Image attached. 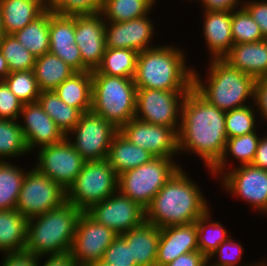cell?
Returning a JSON list of instances; mask_svg holds the SVG:
<instances>
[{"instance_id":"1","label":"cell","mask_w":267,"mask_h":266,"mask_svg":"<svg viewBox=\"0 0 267 266\" xmlns=\"http://www.w3.org/2000/svg\"><path fill=\"white\" fill-rule=\"evenodd\" d=\"M225 114L192 88L182 105L178 130L179 156L195 154L211 170L222 157L228 139Z\"/></svg>"},{"instance_id":"2","label":"cell","mask_w":267,"mask_h":266,"mask_svg":"<svg viewBox=\"0 0 267 266\" xmlns=\"http://www.w3.org/2000/svg\"><path fill=\"white\" fill-rule=\"evenodd\" d=\"M181 167L145 209V221L159 228L195 222L210 208L197 182Z\"/></svg>"},{"instance_id":"3","label":"cell","mask_w":267,"mask_h":266,"mask_svg":"<svg viewBox=\"0 0 267 266\" xmlns=\"http://www.w3.org/2000/svg\"><path fill=\"white\" fill-rule=\"evenodd\" d=\"M186 54V49L168 43L141 51L134 76L136 87L190 91L193 88V68L191 65L188 67Z\"/></svg>"},{"instance_id":"4","label":"cell","mask_w":267,"mask_h":266,"mask_svg":"<svg viewBox=\"0 0 267 266\" xmlns=\"http://www.w3.org/2000/svg\"><path fill=\"white\" fill-rule=\"evenodd\" d=\"M209 60L205 80L193 67V88L204 99L225 112L254 103L253 76L231 67L223 59Z\"/></svg>"},{"instance_id":"5","label":"cell","mask_w":267,"mask_h":266,"mask_svg":"<svg viewBox=\"0 0 267 266\" xmlns=\"http://www.w3.org/2000/svg\"><path fill=\"white\" fill-rule=\"evenodd\" d=\"M82 212L65 201L55 209L28 219L24 251L38 257L70 252Z\"/></svg>"},{"instance_id":"6","label":"cell","mask_w":267,"mask_h":266,"mask_svg":"<svg viewBox=\"0 0 267 266\" xmlns=\"http://www.w3.org/2000/svg\"><path fill=\"white\" fill-rule=\"evenodd\" d=\"M137 87L132 78L92 74V108L120 129L135 117Z\"/></svg>"},{"instance_id":"7","label":"cell","mask_w":267,"mask_h":266,"mask_svg":"<svg viewBox=\"0 0 267 266\" xmlns=\"http://www.w3.org/2000/svg\"><path fill=\"white\" fill-rule=\"evenodd\" d=\"M176 158L154 157L118 175V191L146 209L165 183L182 167Z\"/></svg>"},{"instance_id":"8","label":"cell","mask_w":267,"mask_h":266,"mask_svg":"<svg viewBox=\"0 0 267 266\" xmlns=\"http://www.w3.org/2000/svg\"><path fill=\"white\" fill-rule=\"evenodd\" d=\"M118 191V175L107 159L86 161L66 190V201L85 212Z\"/></svg>"},{"instance_id":"9","label":"cell","mask_w":267,"mask_h":266,"mask_svg":"<svg viewBox=\"0 0 267 266\" xmlns=\"http://www.w3.org/2000/svg\"><path fill=\"white\" fill-rule=\"evenodd\" d=\"M118 131L112 123L90 110L81 114L66 139L86 161L103 160L107 159L112 139Z\"/></svg>"},{"instance_id":"10","label":"cell","mask_w":267,"mask_h":266,"mask_svg":"<svg viewBox=\"0 0 267 266\" xmlns=\"http://www.w3.org/2000/svg\"><path fill=\"white\" fill-rule=\"evenodd\" d=\"M30 169L23 179L15 208L27 219L55 209L66 201L65 189L33 166Z\"/></svg>"},{"instance_id":"11","label":"cell","mask_w":267,"mask_h":266,"mask_svg":"<svg viewBox=\"0 0 267 266\" xmlns=\"http://www.w3.org/2000/svg\"><path fill=\"white\" fill-rule=\"evenodd\" d=\"M189 91L137 88L135 117L149 124L180 128L183 101Z\"/></svg>"},{"instance_id":"12","label":"cell","mask_w":267,"mask_h":266,"mask_svg":"<svg viewBox=\"0 0 267 266\" xmlns=\"http://www.w3.org/2000/svg\"><path fill=\"white\" fill-rule=\"evenodd\" d=\"M218 180L227 194L247 202L267 218V170L252 165L235 168L234 164Z\"/></svg>"},{"instance_id":"13","label":"cell","mask_w":267,"mask_h":266,"mask_svg":"<svg viewBox=\"0 0 267 266\" xmlns=\"http://www.w3.org/2000/svg\"><path fill=\"white\" fill-rule=\"evenodd\" d=\"M34 152L37 153L34 168L65 190L75 181L86 162L66 138Z\"/></svg>"},{"instance_id":"14","label":"cell","mask_w":267,"mask_h":266,"mask_svg":"<svg viewBox=\"0 0 267 266\" xmlns=\"http://www.w3.org/2000/svg\"><path fill=\"white\" fill-rule=\"evenodd\" d=\"M85 212L97 223L111 228L118 235L134 229L145 221V209L119 191L93 204Z\"/></svg>"},{"instance_id":"15","label":"cell","mask_w":267,"mask_h":266,"mask_svg":"<svg viewBox=\"0 0 267 266\" xmlns=\"http://www.w3.org/2000/svg\"><path fill=\"white\" fill-rule=\"evenodd\" d=\"M117 236L111 228L97 223L86 212H82L70 251L77 266L101 261L106 249Z\"/></svg>"},{"instance_id":"16","label":"cell","mask_w":267,"mask_h":266,"mask_svg":"<svg viewBox=\"0 0 267 266\" xmlns=\"http://www.w3.org/2000/svg\"><path fill=\"white\" fill-rule=\"evenodd\" d=\"M119 132L131 143L149 151L155 157L175 158L179 155L178 131L175 128L149 124L134 117Z\"/></svg>"},{"instance_id":"17","label":"cell","mask_w":267,"mask_h":266,"mask_svg":"<svg viewBox=\"0 0 267 266\" xmlns=\"http://www.w3.org/2000/svg\"><path fill=\"white\" fill-rule=\"evenodd\" d=\"M18 122L30 153L37 148L60 143L66 138L38 101L23 104Z\"/></svg>"},{"instance_id":"18","label":"cell","mask_w":267,"mask_h":266,"mask_svg":"<svg viewBox=\"0 0 267 266\" xmlns=\"http://www.w3.org/2000/svg\"><path fill=\"white\" fill-rule=\"evenodd\" d=\"M149 15L124 22H106V48L133 49L140 53L157 46L152 42L156 26Z\"/></svg>"},{"instance_id":"19","label":"cell","mask_w":267,"mask_h":266,"mask_svg":"<svg viewBox=\"0 0 267 266\" xmlns=\"http://www.w3.org/2000/svg\"><path fill=\"white\" fill-rule=\"evenodd\" d=\"M105 24L101 13L75 15V44L81 52L83 64L96 70L106 51Z\"/></svg>"},{"instance_id":"20","label":"cell","mask_w":267,"mask_h":266,"mask_svg":"<svg viewBox=\"0 0 267 266\" xmlns=\"http://www.w3.org/2000/svg\"><path fill=\"white\" fill-rule=\"evenodd\" d=\"M49 53L61 58L76 72L90 71L82 62L81 52L75 44V15H59L50 9Z\"/></svg>"},{"instance_id":"21","label":"cell","mask_w":267,"mask_h":266,"mask_svg":"<svg viewBox=\"0 0 267 266\" xmlns=\"http://www.w3.org/2000/svg\"><path fill=\"white\" fill-rule=\"evenodd\" d=\"M197 250L196 222L160 228L156 266H163L180 255Z\"/></svg>"},{"instance_id":"22","label":"cell","mask_w":267,"mask_h":266,"mask_svg":"<svg viewBox=\"0 0 267 266\" xmlns=\"http://www.w3.org/2000/svg\"><path fill=\"white\" fill-rule=\"evenodd\" d=\"M202 34L210 59H222L232 48V11H202Z\"/></svg>"},{"instance_id":"23","label":"cell","mask_w":267,"mask_h":266,"mask_svg":"<svg viewBox=\"0 0 267 266\" xmlns=\"http://www.w3.org/2000/svg\"><path fill=\"white\" fill-rule=\"evenodd\" d=\"M222 59L231 67L255 79L265 78L267 77V39L233 44L231 50Z\"/></svg>"},{"instance_id":"24","label":"cell","mask_w":267,"mask_h":266,"mask_svg":"<svg viewBox=\"0 0 267 266\" xmlns=\"http://www.w3.org/2000/svg\"><path fill=\"white\" fill-rule=\"evenodd\" d=\"M131 245L136 266H156L160 228L144 221L141 225L121 235Z\"/></svg>"},{"instance_id":"25","label":"cell","mask_w":267,"mask_h":266,"mask_svg":"<svg viewBox=\"0 0 267 266\" xmlns=\"http://www.w3.org/2000/svg\"><path fill=\"white\" fill-rule=\"evenodd\" d=\"M5 34L23 29L48 9V0H0Z\"/></svg>"},{"instance_id":"26","label":"cell","mask_w":267,"mask_h":266,"mask_svg":"<svg viewBox=\"0 0 267 266\" xmlns=\"http://www.w3.org/2000/svg\"><path fill=\"white\" fill-rule=\"evenodd\" d=\"M256 132H251L242 136L228 138L224 153L218 163L207 172L212 174L216 179L221 177L228 169H230L229 157L238 161V166L251 165L254 160L255 153L261 135ZM229 163V164H228ZM240 164V165H239Z\"/></svg>"},{"instance_id":"27","label":"cell","mask_w":267,"mask_h":266,"mask_svg":"<svg viewBox=\"0 0 267 266\" xmlns=\"http://www.w3.org/2000/svg\"><path fill=\"white\" fill-rule=\"evenodd\" d=\"M155 156L149 151L134 145L119 131L109 147L107 161L117 175L150 162Z\"/></svg>"},{"instance_id":"28","label":"cell","mask_w":267,"mask_h":266,"mask_svg":"<svg viewBox=\"0 0 267 266\" xmlns=\"http://www.w3.org/2000/svg\"><path fill=\"white\" fill-rule=\"evenodd\" d=\"M54 91L62 101L77 108L81 113L90 111L92 108L91 71L75 72Z\"/></svg>"},{"instance_id":"29","label":"cell","mask_w":267,"mask_h":266,"mask_svg":"<svg viewBox=\"0 0 267 266\" xmlns=\"http://www.w3.org/2000/svg\"><path fill=\"white\" fill-rule=\"evenodd\" d=\"M28 219L16 209L0 210V252L24 251Z\"/></svg>"},{"instance_id":"30","label":"cell","mask_w":267,"mask_h":266,"mask_svg":"<svg viewBox=\"0 0 267 266\" xmlns=\"http://www.w3.org/2000/svg\"><path fill=\"white\" fill-rule=\"evenodd\" d=\"M76 71L52 53L36 57L33 73L40 91H51Z\"/></svg>"},{"instance_id":"31","label":"cell","mask_w":267,"mask_h":266,"mask_svg":"<svg viewBox=\"0 0 267 266\" xmlns=\"http://www.w3.org/2000/svg\"><path fill=\"white\" fill-rule=\"evenodd\" d=\"M138 54L133 49L106 48L100 65L91 74L134 79Z\"/></svg>"},{"instance_id":"32","label":"cell","mask_w":267,"mask_h":266,"mask_svg":"<svg viewBox=\"0 0 267 266\" xmlns=\"http://www.w3.org/2000/svg\"><path fill=\"white\" fill-rule=\"evenodd\" d=\"M49 19L50 9L48 8L30 24L13 34L35 57L49 53Z\"/></svg>"},{"instance_id":"33","label":"cell","mask_w":267,"mask_h":266,"mask_svg":"<svg viewBox=\"0 0 267 266\" xmlns=\"http://www.w3.org/2000/svg\"><path fill=\"white\" fill-rule=\"evenodd\" d=\"M38 102L66 136L79 122L81 112L62 101L54 90L41 91Z\"/></svg>"},{"instance_id":"34","label":"cell","mask_w":267,"mask_h":266,"mask_svg":"<svg viewBox=\"0 0 267 266\" xmlns=\"http://www.w3.org/2000/svg\"><path fill=\"white\" fill-rule=\"evenodd\" d=\"M157 0H103L101 14L106 22H124L151 14Z\"/></svg>"},{"instance_id":"35","label":"cell","mask_w":267,"mask_h":266,"mask_svg":"<svg viewBox=\"0 0 267 266\" xmlns=\"http://www.w3.org/2000/svg\"><path fill=\"white\" fill-rule=\"evenodd\" d=\"M28 169L11 161H0V210L16 208L23 179Z\"/></svg>"},{"instance_id":"36","label":"cell","mask_w":267,"mask_h":266,"mask_svg":"<svg viewBox=\"0 0 267 266\" xmlns=\"http://www.w3.org/2000/svg\"><path fill=\"white\" fill-rule=\"evenodd\" d=\"M211 210L212 208L195 221L198 248L207 259L222 242L232 235L220 221H214Z\"/></svg>"},{"instance_id":"37","label":"cell","mask_w":267,"mask_h":266,"mask_svg":"<svg viewBox=\"0 0 267 266\" xmlns=\"http://www.w3.org/2000/svg\"><path fill=\"white\" fill-rule=\"evenodd\" d=\"M24 155H30V152L18 120L0 119V161Z\"/></svg>"},{"instance_id":"38","label":"cell","mask_w":267,"mask_h":266,"mask_svg":"<svg viewBox=\"0 0 267 266\" xmlns=\"http://www.w3.org/2000/svg\"><path fill=\"white\" fill-rule=\"evenodd\" d=\"M255 104L226 111L225 130L228 138L242 136L251 132H256L261 125L257 115ZM256 119L258 121H256ZM257 122H260L259 124Z\"/></svg>"},{"instance_id":"39","label":"cell","mask_w":267,"mask_h":266,"mask_svg":"<svg viewBox=\"0 0 267 266\" xmlns=\"http://www.w3.org/2000/svg\"><path fill=\"white\" fill-rule=\"evenodd\" d=\"M0 52L7 61L10 73L33 70L36 57L13 34H6L0 40Z\"/></svg>"},{"instance_id":"40","label":"cell","mask_w":267,"mask_h":266,"mask_svg":"<svg viewBox=\"0 0 267 266\" xmlns=\"http://www.w3.org/2000/svg\"><path fill=\"white\" fill-rule=\"evenodd\" d=\"M231 30L234 44L265 40L259 25L243 6L232 10Z\"/></svg>"},{"instance_id":"41","label":"cell","mask_w":267,"mask_h":266,"mask_svg":"<svg viewBox=\"0 0 267 266\" xmlns=\"http://www.w3.org/2000/svg\"><path fill=\"white\" fill-rule=\"evenodd\" d=\"M3 81L23 104L38 101L41 91L33 70L11 72Z\"/></svg>"},{"instance_id":"42","label":"cell","mask_w":267,"mask_h":266,"mask_svg":"<svg viewBox=\"0 0 267 266\" xmlns=\"http://www.w3.org/2000/svg\"><path fill=\"white\" fill-rule=\"evenodd\" d=\"M232 237L230 236L226 241L222 242L208 257L207 260L210 266H252L255 264V262L249 264L243 262L244 265L241 263L245 249L240 242L237 243Z\"/></svg>"},{"instance_id":"43","label":"cell","mask_w":267,"mask_h":266,"mask_svg":"<svg viewBox=\"0 0 267 266\" xmlns=\"http://www.w3.org/2000/svg\"><path fill=\"white\" fill-rule=\"evenodd\" d=\"M102 6L103 0H48V8L59 15H94Z\"/></svg>"},{"instance_id":"44","label":"cell","mask_w":267,"mask_h":266,"mask_svg":"<svg viewBox=\"0 0 267 266\" xmlns=\"http://www.w3.org/2000/svg\"><path fill=\"white\" fill-rule=\"evenodd\" d=\"M102 261L111 266H136L132 259L131 245L121 235L106 249Z\"/></svg>"},{"instance_id":"45","label":"cell","mask_w":267,"mask_h":266,"mask_svg":"<svg viewBox=\"0 0 267 266\" xmlns=\"http://www.w3.org/2000/svg\"><path fill=\"white\" fill-rule=\"evenodd\" d=\"M23 103L4 81H0V119L18 120Z\"/></svg>"},{"instance_id":"46","label":"cell","mask_w":267,"mask_h":266,"mask_svg":"<svg viewBox=\"0 0 267 266\" xmlns=\"http://www.w3.org/2000/svg\"><path fill=\"white\" fill-rule=\"evenodd\" d=\"M242 6L259 25L262 36L267 39V0H247Z\"/></svg>"},{"instance_id":"47","label":"cell","mask_w":267,"mask_h":266,"mask_svg":"<svg viewBox=\"0 0 267 266\" xmlns=\"http://www.w3.org/2000/svg\"><path fill=\"white\" fill-rule=\"evenodd\" d=\"M254 104L259 112L258 117L261 119V123L264 122L267 125V77L256 79Z\"/></svg>"},{"instance_id":"48","label":"cell","mask_w":267,"mask_h":266,"mask_svg":"<svg viewBox=\"0 0 267 266\" xmlns=\"http://www.w3.org/2000/svg\"><path fill=\"white\" fill-rule=\"evenodd\" d=\"M0 266H38V256L26 251L3 253Z\"/></svg>"},{"instance_id":"49","label":"cell","mask_w":267,"mask_h":266,"mask_svg":"<svg viewBox=\"0 0 267 266\" xmlns=\"http://www.w3.org/2000/svg\"><path fill=\"white\" fill-rule=\"evenodd\" d=\"M207 264V258L197 250L180 255L174 261L163 266H206Z\"/></svg>"},{"instance_id":"50","label":"cell","mask_w":267,"mask_h":266,"mask_svg":"<svg viewBox=\"0 0 267 266\" xmlns=\"http://www.w3.org/2000/svg\"><path fill=\"white\" fill-rule=\"evenodd\" d=\"M244 0H202L203 11H232L242 6Z\"/></svg>"},{"instance_id":"51","label":"cell","mask_w":267,"mask_h":266,"mask_svg":"<svg viewBox=\"0 0 267 266\" xmlns=\"http://www.w3.org/2000/svg\"><path fill=\"white\" fill-rule=\"evenodd\" d=\"M45 257L46 261L44 260V263L42 264L41 261ZM38 266H77V264L73 259L71 252H67L62 254L39 256Z\"/></svg>"},{"instance_id":"52","label":"cell","mask_w":267,"mask_h":266,"mask_svg":"<svg viewBox=\"0 0 267 266\" xmlns=\"http://www.w3.org/2000/svg\"><path fill=\"white\" fill-rule=\"evenodd\" d=\"M252 166L267 170V132L260 137Z\"/></svg>"},{"instance_id":"53","label":"cell","mask_w":267,"mask_h":266,"mask_svg":"<svg viewBox=\"0 0 267 266\" xmlns=\"http://www.w3.org/2000/svg\"><path fill=\"white\" fill-rule=\"evenodd\" d=\"M9 73L10 70L7 61L0 52V81H3Z\"/></svg>"},{"instance_id":"54","label":"cell","mask_w":267,"mask_h":266,"mask_svg":"<svg viewBox=\"0 0 267 266\" xmlns=\"http://www.w3.org/2000/svg\"><path fill=\"white\" fill-rule=\"evenodd\" d=\"M5 31L3 29V24H2V13H1V8H0V40L5 36Z\"/></svg>"},{"instance_id":"55","label":"cell","mask_w":267,"mask_h":266,"mask_svg":"<svg viewBox=\"0 0 267 266\" xmlns=\"http://www.w3.org/2000/svg\"><path fill=\"white\" fill-rule=\"evenodd\" d=\"M85 266H111V265H108V264L104 263L101 260V261H96V262L89 263V264H87Z\"/></svg>"},{"instance_id":"56","label":"cell","mask_w":267,"mask_h":266,"mask_svg":"<svg viewBox=\"0 0 267 266\" xmlns=\"http://www.w3.org/2000/svg\"><path fill=\"white\" fill-rule=\"evenodd\" d=\"M261 260H263L262 258L259 260V261H257L254 265H252V266H267V262H266V257H265V259L263 260V261H261Z\"/></svg>"}]
</instances>
